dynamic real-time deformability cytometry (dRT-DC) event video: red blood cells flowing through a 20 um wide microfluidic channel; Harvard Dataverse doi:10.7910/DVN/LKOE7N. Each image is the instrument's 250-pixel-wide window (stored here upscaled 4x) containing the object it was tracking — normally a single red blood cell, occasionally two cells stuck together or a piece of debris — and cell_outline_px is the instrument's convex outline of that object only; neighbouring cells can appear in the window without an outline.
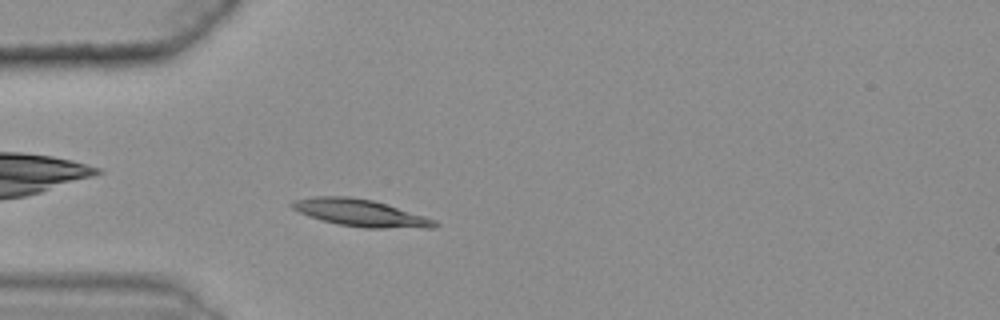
{"species": "common noctule bat (a hibernating species)", "species_latin": "Nyctalus noctula", "temperature_condition": "warm", "stored_images_in_passage": 34, "camera_frame_rate_fps": 3000, "um_per_image_px": 0.085, "animal": {"sex": "female", "body_mass_g": 25.1}, "frame": {"image": 1, "passage_image": 5, "time_ms": 1.333, "image_size_px": [1000, 320], "cell_outline_px": [[440, 224], [436, 228], [364, 228], [336, 224], [320, 220], [308, 216], [292, 208], [288, 204], [292, 200], [312, 196], [348, 196], [372, 200], [388, 204], [436, 220]], "centroid_in_image_um": [30.62, 18.1], "position_along_channel_um": 54.4, "area_um2": 22.83}}
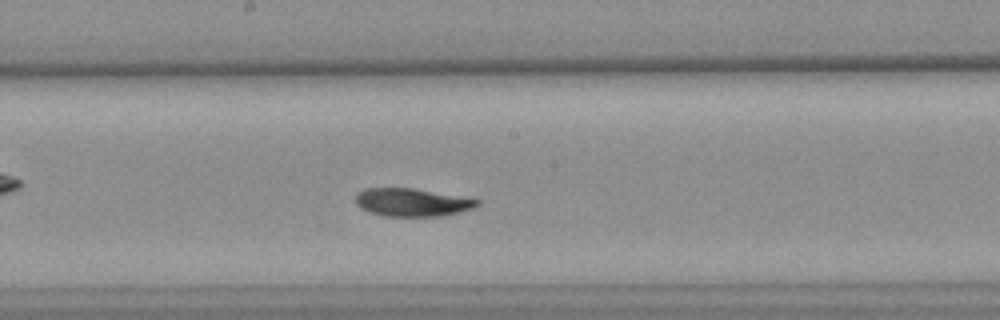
{"frame": {"image": 2, "passage_image": 19, "time_ms": 6.0, "image_size_px": [1000, 320], "cell_outline_px": [[480, 204], [472, 208], [440, 216], [384, 216], [368, 212], [360, 208], [356, 204], [356, 196], [364, 188], [412, 188], [480, 200]], "centroid_in_image_um": [34.97, 17.2], "position_along_channel_um": 213.2, "area_um2": 19.54}}
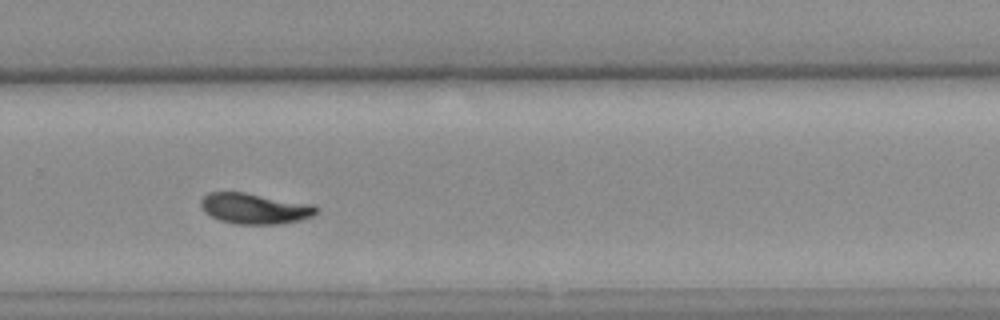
{"frame": {"image": 3, "passage_image": 27, "time_ms": 8.667, "image_size_px": [1000, 320], "cell_outline_px": [[316, 212], [312, 216], [300, 220], [280, 224], [236, 224], [220, 220], [204, 212], [200, 204], [200, 200], [208, 192], [244, 192], [312, 204], [316, 208]], "centroid_in_image_um": [21.61, 17.72], "position_along_channel_um": 308.2, "area_um2": 20.52}, "authors_computed_cell_mechanics": {"area_um2": 20.7791, "velocity_mm_per_s": 3.57, "shape_relaxation_time_tau1_ms": 6.0418, "shape_relaxation_time_tau2_ms": 1.5474, "deformation_change_tau1": 0.161, "deformation_change_tau2": 0.0471}}